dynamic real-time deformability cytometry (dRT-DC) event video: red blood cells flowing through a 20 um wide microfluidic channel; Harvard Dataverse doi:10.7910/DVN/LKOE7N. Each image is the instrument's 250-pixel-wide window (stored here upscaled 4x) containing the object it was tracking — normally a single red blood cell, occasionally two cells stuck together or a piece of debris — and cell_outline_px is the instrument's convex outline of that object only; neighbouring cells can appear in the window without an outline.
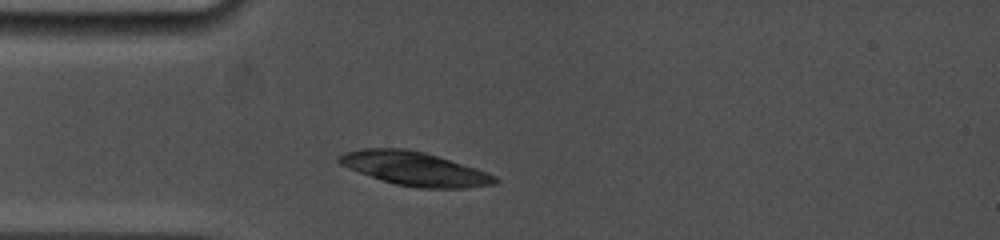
{"species": "common noctule bat (a hibernating species)", "species_latin": "Nyctalus noctula", "temperature_condition": "cold", "stored_images_in_passage": 5, "camera_frame_rate_fps": 5000, "um_per_image_px": 0.085, "animal": {"sex": "female", "body_mass_g": 19.0, "forearm_length_mm": 53.3}, "frame": {"image": 1, "passage_image": 5, "time_ms": 1.6, "image_size_px": [1000, 240], "cell_outline_px": [[500, 180], [496, 184], [468, 188], [420, 188], [396, 184], [348, 168], [340, 164], [336, 160], [336, 156], [344, 152], [360, 148], [404, 148], [424, 152], [476, 168], [496, 176]], "centroid_in_image_um": [35.24, 14.33], "position_along_channel_um": 49.8, "area_um2": 30.58}}